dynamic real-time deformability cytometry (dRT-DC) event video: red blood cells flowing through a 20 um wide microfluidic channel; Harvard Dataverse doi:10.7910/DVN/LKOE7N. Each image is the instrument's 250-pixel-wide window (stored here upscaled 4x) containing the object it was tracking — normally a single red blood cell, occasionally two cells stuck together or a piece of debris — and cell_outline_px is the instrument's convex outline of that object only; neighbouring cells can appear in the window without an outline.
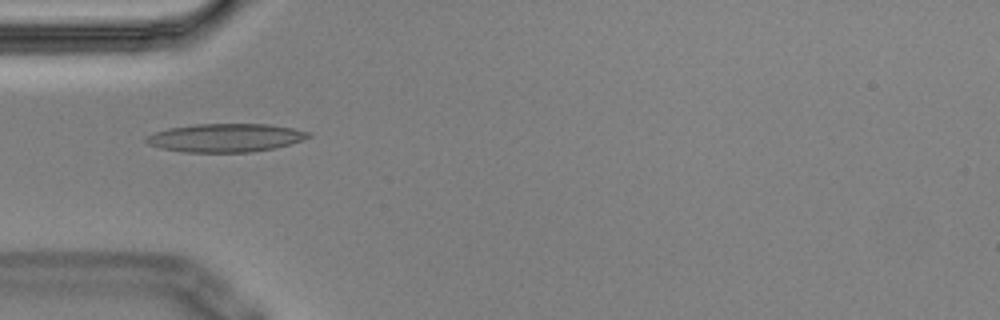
{"species": "Egyptian fruit bat (a non-hibernating species)", "species_latin": "Rousettus aegyptiacus", "temperature_condition": "cold", "stored_images_in_passage": 9, "camera_frame_rate_fps": 3000, "um_per_image_px": 0.085, "animal": {"sex": "male"}, "frame": {"image": 1, "passage_image": 6, "time_ms": 1.667, "image_size_px": [1000, 320], "cell_outline_px": [[312, 136], [276, 148], [252, 152], [184, 152], [160, 148], [148, 144], [144, 140], [144, 136], [152, 132], [168, 128], [196, 124], [272, 124], [292, 128], [308, 132]], "centroid_in_image_um": [19.1, 11.71], "position_along_channel_um": 65.9, "area_um2": 26.93}}
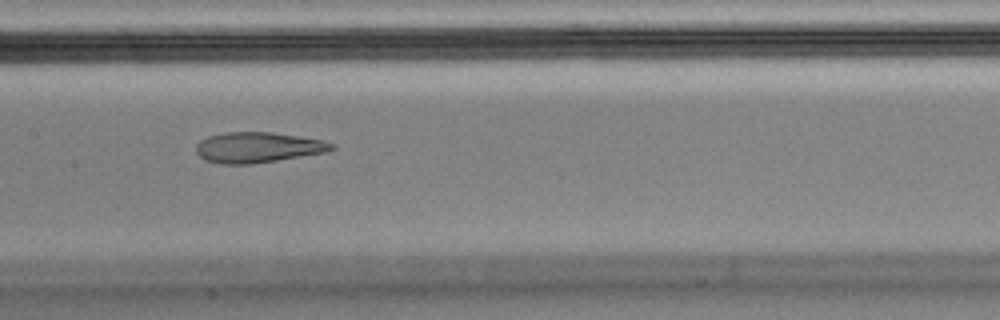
{"frame": {"image": 2, "passage_image": 9, "time_ms": 2.667, "image_size_px": [1000, 320], "cell_outline_px": [[336, 148], [328, 152], [252, 164], [220, 164], [204, 160], [196, 152], [196, 144], [200, 140], [208, 136], [224, 132], [272, 132], [320, 140], [336, 144]], "centroid_in_image_um": [21.9, 12.53], "position_along_channel_um": 185.5, "area_um2": 24.16}}